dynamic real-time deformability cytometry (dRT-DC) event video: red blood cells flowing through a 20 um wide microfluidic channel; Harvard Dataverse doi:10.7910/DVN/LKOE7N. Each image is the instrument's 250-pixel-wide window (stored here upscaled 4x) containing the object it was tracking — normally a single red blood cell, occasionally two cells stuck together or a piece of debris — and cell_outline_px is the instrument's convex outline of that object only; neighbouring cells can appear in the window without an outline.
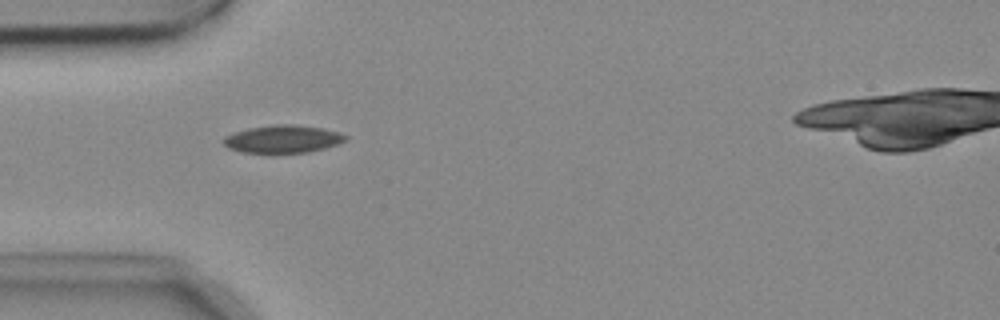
{"species": "common noctule bat (a hibernating species)", "species_latin": "Nyctalus noctula", "temperature_condition": "cold", "stored_images_in_passage": 38, "camera_frame_rate_fps": 3000, "um_per_image_px": 0.085, "animal": {"sex": "female", "body_mass_g": 18.4}, "frame": {"image": 1, "passage_image": 1, "time_ms": 0.0, "image_size_px": [1000, 320], "cell_outline_px": [[348, 140], [324, 148], [308, 152], [240, 152], [228, 148], [224, 144], [224, 136], [248, 128], [276, 124], [296, 124], [324, 128], [348, 136]], "centroid_in_image_um": [24.05, 11.8], "position_along_channel_um": 61.0, "area_um2": 19.54}}
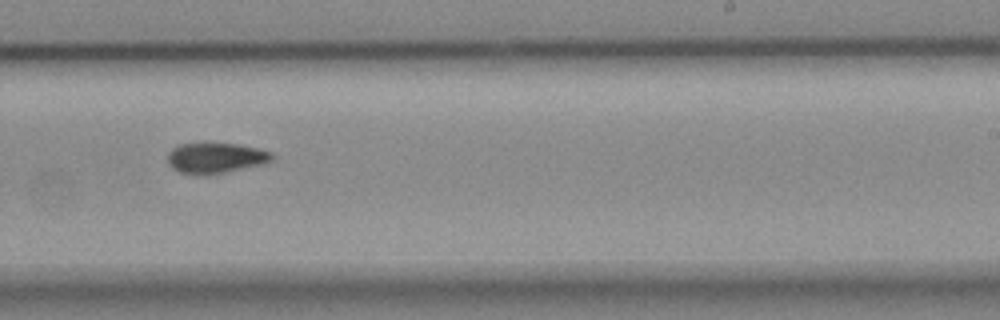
{"frame": {"image": 2, "passage_image": 18, "time_ms": 5.667, "image_size_px": [1000, 320], "cell_outline_px": [[276, 156], [272, 160], [264, 164], [208, 176], [196, 176], [180, 172], [172, 168], [168, 164], [168, 152], [172, 148], [180, 144], [236, 144], [256, 148], [272, 152]], "centroid_in_image_um": [18.33, 13.46], "position_along_channel_um": 270.7, "area_um2": 18.79}}
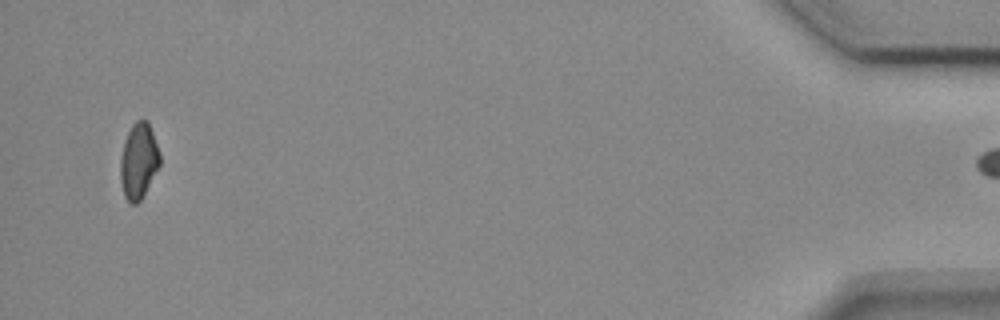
{"frame": {"image": 3, "passage_image": 37, "time_ms": 12.0, "image_size_px": [1000, 320], "cell_outline_px": [[160, 164], [140, 200], [136, 204], [128, 204], [124, 196], [120, 180], [120, 160], [124, 140], [132, 124], [136, 120], [148, 120], [160, 152]], "centroid_in_image_um": [11.77, 13.67], "position_along_channel_um": 423.4, "area_um2": 17.46}}